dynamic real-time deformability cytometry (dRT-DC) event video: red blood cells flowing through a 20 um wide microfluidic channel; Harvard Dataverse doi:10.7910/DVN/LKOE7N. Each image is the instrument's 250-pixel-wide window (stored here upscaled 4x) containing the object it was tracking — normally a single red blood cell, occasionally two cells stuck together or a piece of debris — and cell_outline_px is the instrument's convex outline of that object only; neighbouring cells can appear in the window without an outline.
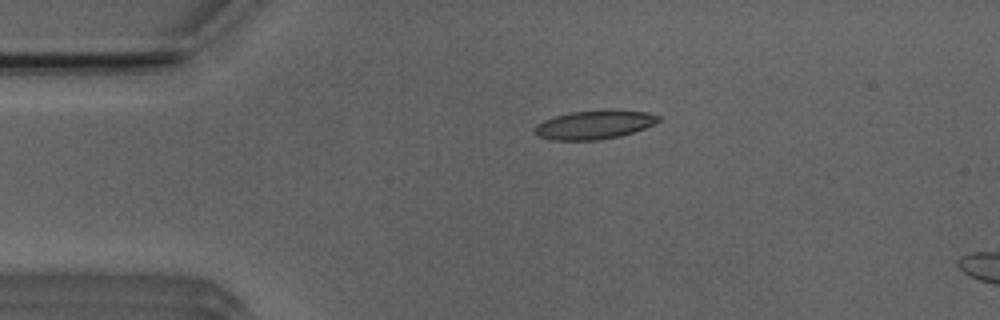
{"species": "Egyptian fruit bat (a non-hibernating species)", "species_latin": "Rousettus aegyptiacus", "temperature_condition": "room temperature", "stored_images_in_passage": 5, "camera_frame_rate_fps": 3000, "um_per_image_px": 0.085, "animal": {"sex": "male"}, "frame": {"image": 1, "passage_image": 1, "time_ms": 0.0, "image_size_px": [1000, 320], "cell_outline_px": [[660, 120], [644, 128], [620, 136], [600, 140], [548, 140], [532, 132], [532, 128], [536, 124], [544, 120], [556, 116], [572, 112], [604, 108], [612, 108], [644, 112], [660, 116]], "centroid_in_image_um": [50.48, 10.58], "position_along_channel_um": 34.5, "area_um2": 21.1}}